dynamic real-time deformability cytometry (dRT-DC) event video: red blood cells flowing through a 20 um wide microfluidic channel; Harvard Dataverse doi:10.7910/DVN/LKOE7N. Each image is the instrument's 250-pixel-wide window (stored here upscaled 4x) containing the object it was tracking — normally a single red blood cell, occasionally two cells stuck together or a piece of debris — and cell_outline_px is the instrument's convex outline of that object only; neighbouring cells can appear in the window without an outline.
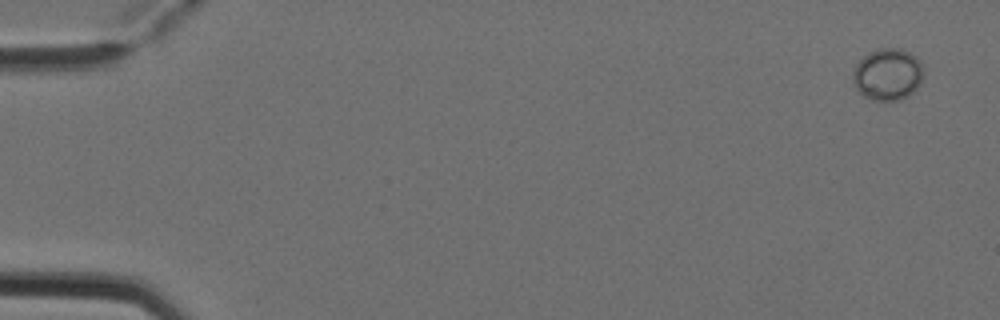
{"species": "Egyptian fruit bat (a non-hibernating species)", "species_latin": "Rousettus aegyptiacus", "temperature_condition": "cold", "stored_images_in_passage": 6, "camera_frame_rate_fps": 3000, "um_per_image_px": 0.085, "animal": {"sex": "female"}, "frame": {"image": 1, "passage_image": 1, "time_ms": 0.0, "image_size_px": [1000, 320], "cell_outline_px": [[924, 76], [920, 84], [908, 96], [900, 100], [872, 100], [864, 96], [856, 88], [852, 80], [852, 72], [856, 64], [868, 52], [880, 48], [900, 48], [916, 56], [920, 60]], "centroid_in_image_um": [75.45, 6.31], "position_along_channel_um": 9.5, "area_um2": 21.5}}
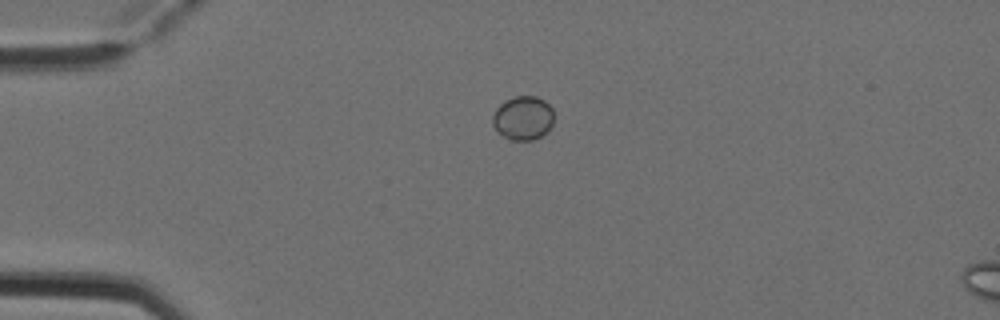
{"frame": {"image": 2, "passage_image": 4, "time_ms": 1.0, "image_size_px": [1000, 320], "cell_outline_px": [[552, 124], [548, 132], [532, 140], [512, 140], [496, 132], [492, 124], [492, 116], [496, 108], [504, 100], [516, 96], [536, 96], [544, 100], [552, 108]], "centroid_in_image_um": [44.43, 10.03], "position_along_channel_um": 40.6, "area_um2": 15.78}}